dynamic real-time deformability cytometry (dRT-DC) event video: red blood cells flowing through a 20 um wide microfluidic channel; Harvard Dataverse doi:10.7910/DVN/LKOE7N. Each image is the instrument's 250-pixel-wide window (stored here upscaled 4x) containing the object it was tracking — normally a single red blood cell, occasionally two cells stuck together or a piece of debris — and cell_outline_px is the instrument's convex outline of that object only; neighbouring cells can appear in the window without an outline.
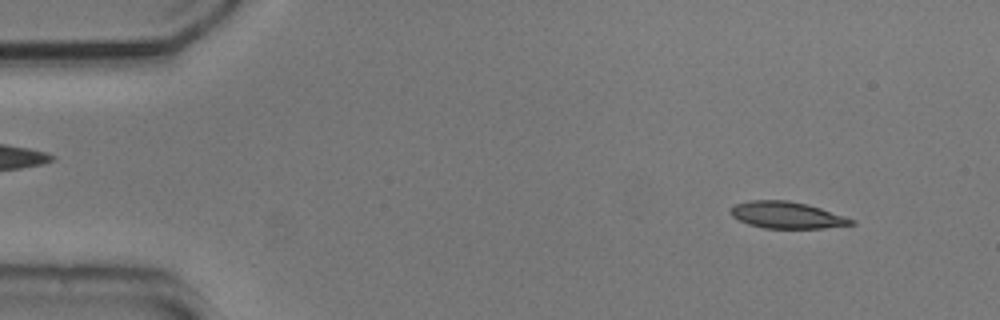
{"species": "common noctule bat (a hibernating species)", "species_latin": "Nyctalus noctula", "temperature_condition": "cold", "stored_images_in_passage": 54, "camera_frame_rate_fps": 3000, "um_per_image_px": 0.085, "animal": {"sex": "male", "body_mass_g": 20.5, "forearm_length_mm": 52.5}, "frame": {"image": 1, "passage_image": 6, "time_ms": 1.667, "image_size_px": [1000, 320], "cell_outline_px": [[856, 224], [824, 228], [764, 228], [748, 224], [732, 216], [728, 212], [736, 204], [748, 200], [788, 200], [808, 204], [856, 220]], "centroid_in_image_um": [66.89, 18.28], "position_along_channel_um": 18.1, "area_um2": 18.79}}
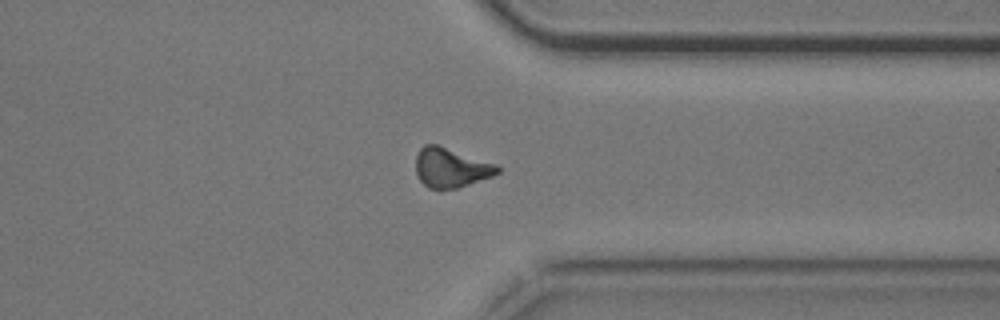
{"frame": {"image": 2, "passage_image": 42, "time_ms": 13.667, "image_size_px": [1000, 320], "cell_outline_px": [[500, 172], [492, 176], [456, 188], [440, 192], [428, 188], [420, 180], [416, 172], [416, 156], [420, 148], [424, 144], [436, 144], [496, 164], [500, 168]], "centroid_in_image_um": [38.29, 14.28], "position_along_channel_um": 373.1, "area_um2": 18.9}}
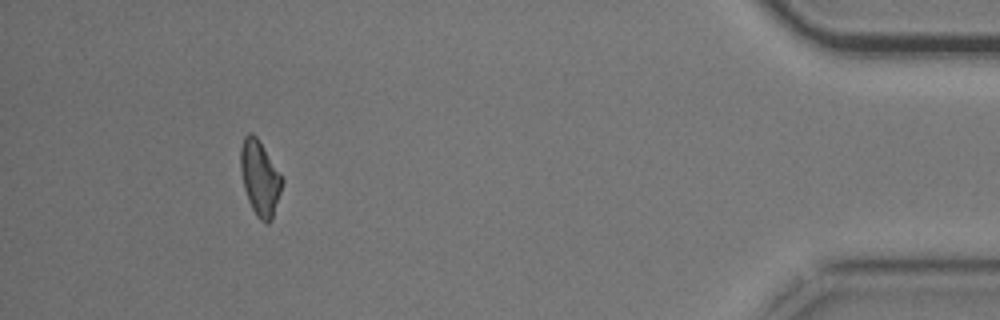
{"frame": {"image": 3, "passage_image": 50, "time_ms": 16.333, "image_size_px": [1000, 320], "cell_outline_px": [[284, 180], [272, 220], [268, 224], [260, 220], [256, 216], [248, 200], [244, 188], [240, 172], [240, 148], [244, 136], [248, 132], [252, 132], [256, 136]], "centroid_in_image_um": [22.07, 15.14], "position_along_channel_um": 413.1, "area_um2": 18.09}, "authors_computed_cell_mechanics": {"area_um2": 18.9295, "velocity_mm_per_s": 3.7492, "shape_relaxation_time_tau1_ms": 4.0666, "shape_relaxation_time_tau2_ms": null, "deformation_change_tau1": 0.1288, "deformation_change_tau2": null}}